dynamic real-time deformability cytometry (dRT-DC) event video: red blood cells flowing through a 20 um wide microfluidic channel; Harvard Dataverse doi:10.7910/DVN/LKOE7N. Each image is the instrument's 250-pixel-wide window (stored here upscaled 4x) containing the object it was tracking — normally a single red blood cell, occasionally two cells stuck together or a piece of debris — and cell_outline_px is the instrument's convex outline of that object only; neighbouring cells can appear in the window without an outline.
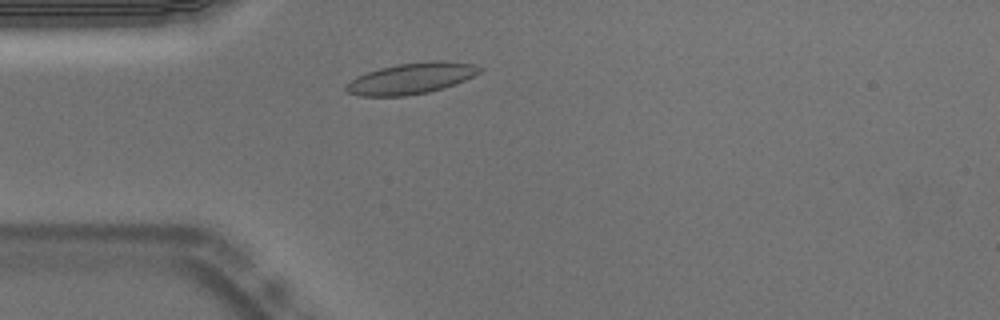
{"species": "Egyptian fruit bat (a non-hibernating species)", "species_latin": "Rousettus aegyptiacus", "temperature_condition": "warm", "stored_images_in_passage": 46, "camera_frame_rate_fps": 3000, "um_per_image_px": 0.085, "animal": {"sex": "male"}, "frame": {"image": 1, "passage_image": 7, "time_ms": 2.0, "image_size_px": [1000, 320], "cell_outline_px": [[484, 68], [480, 72], [464, 80], [444, 88], [428, 92], [404, 96], [360, 96], [348, 92], [344, 88], [344, 84], [356, 76], [380, 68], [396, 64], [428, 60], [448, 60], [476, 64]], "centroid_in_image_um": [34.96, 6.64], "position_along_channel_um": 50.0, "area_um2": 24.51}, "authors_computed_cell_mechanics": {"area_um2": 23.2934, "velocity_mm_per_s": 3.717, "shape_relaxation_time_tau1_ms": 7.8357, "shape_relaxation_time_tau2_ms": 0.9258, "deformation_change_tau1": 0.1706, "deformation_change_tau2": 0.0568}}